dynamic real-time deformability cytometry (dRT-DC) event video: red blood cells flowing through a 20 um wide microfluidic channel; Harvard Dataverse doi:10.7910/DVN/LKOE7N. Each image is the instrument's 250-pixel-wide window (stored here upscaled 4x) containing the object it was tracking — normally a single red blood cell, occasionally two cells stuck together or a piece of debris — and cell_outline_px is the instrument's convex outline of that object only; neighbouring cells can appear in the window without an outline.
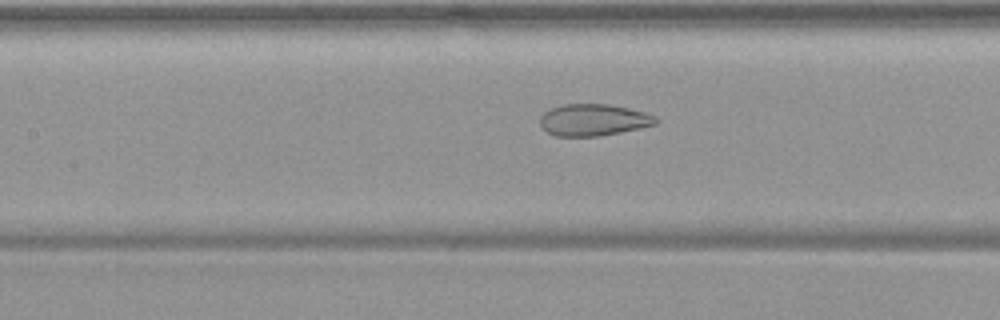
{"species": "common noctule bat (a hibernating species)", "species_latin": "Nyctalus noctula", "temperature_condition": "warm", "stored_images_in_passage": 54, "camera_frame_rate_fps": 3000, "um_per_image_px": 0.085, "animal": {"sex": "female", "body_mass_g": 19.9}, "frame": {"image": 1, "passage_image": 25, "time_ms": 8.0, "image_size_px": [1000, 320], "cell_outline_px": [[660, 120], [656, 124], [640, 128], [620, 132], [596, 136], [556, 136], [548, 132], [540, 124], [540, 116], [544, 112], [552, 108], [564, 104], [608, 104], [628, 108], [644, 112], [656, 116]], "centroid_in_image_um": [50.46, 10.19], "position_along_channel_um": 156.9, "area_um2": 21.33}}
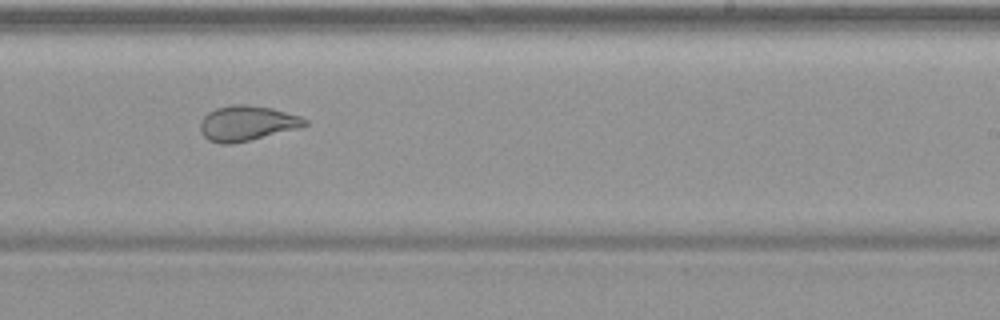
{"frame": {"image": 2, "passage_image": 34, "time_ms": 11.0, "image_size_px": [1000, 320], "cell_outline_px": [[308, 124], [300, 128], [232, 144], [220, 144], [208, 140], [200, 132], [200, 120], [208, 112], [216, 108], [232, 104], [248, 104], [272, 108], [300, 116], [308, 120]], "centroid_in_image_um": [20.98, 10.47], "position_along_channel_um": 268.0, "area_um2": 21.56}}
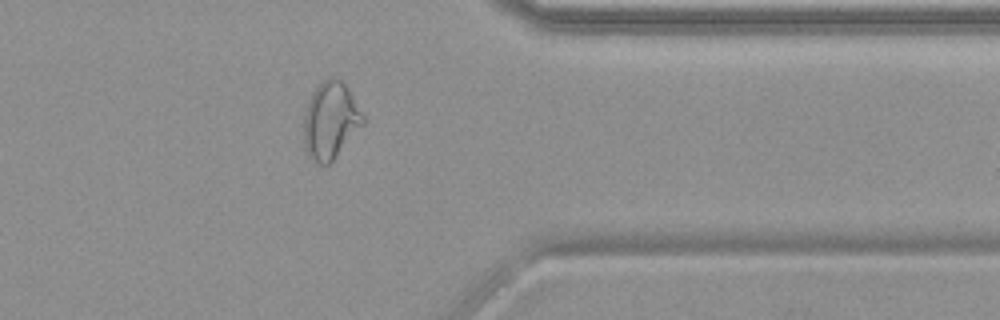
{"frame": {"image": 3, "passage_image": 44, "time_ms": 14.333, "image_size_px": [1000, 320], "cell_outline_px": [[364, 124], [332, 160], [328, 164], [320, 164], [304, 148], [304, 112], [308, 100], [312, 92], [328, 76], [332, 76], [340, 80], [348, 88], [364, 116]], "centroid_in_image_um": [28.09, 10.2], "position_along_channel_um": 383.3, "area_um2": 26.13}, "authors_computed_cell_mechanics": {"area_um2": 27.5128, "velocity_mm_per_s": 3.7132, "shape_relaxation_time_tau1_ms": null, "shape_relaxation_time_tau2_ms": 0.935, "deformation_change_tau1": null, "deformation_change_tau2": 0.0652}}